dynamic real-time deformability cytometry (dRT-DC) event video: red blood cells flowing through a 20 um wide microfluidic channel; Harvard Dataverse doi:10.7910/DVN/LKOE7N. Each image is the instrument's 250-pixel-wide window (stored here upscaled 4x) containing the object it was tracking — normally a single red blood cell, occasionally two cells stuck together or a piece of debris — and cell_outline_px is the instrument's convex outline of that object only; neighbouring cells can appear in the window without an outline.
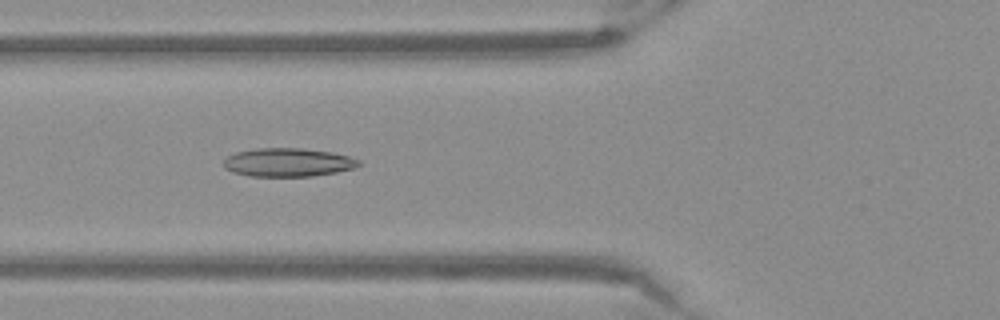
{"species": "Egyptian fruit bat (a non-hibernating species)", "species_latin": "Rousettus aegyptiacus", "temperature_condition": "warm", "stored_images_in_passage": 54, "camera_frame_rate_fps": 3000, "um_per_image_px": 0.085, "frame": {"image": 1, "passage_image": 21, "time_ms": 6.667, "image_size_px": [1000, 320], "cell_outline_px": [[360, 164], [352, 168], [336, 172], [312, 176], [248, 176], [232, 172], [224, 168], [224, 160], [228, 156], [236, 152], [256, 148], [300, 148], [332, 152], [348, 156], [360, 160]], "centroid_in_image_um": [24.45, 13.8], "position_along_channel_um": 101.4, "area_um2": 22.37}}
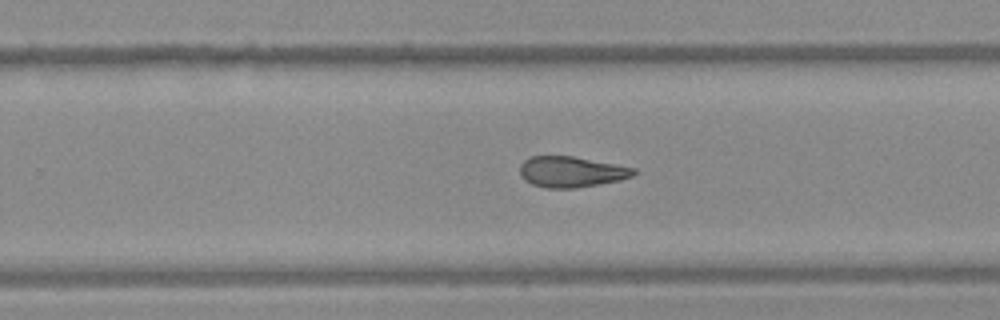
{"frame": {"image": 2, "passage_image": 35, "time_ms": 11.333, "image_size_px": [1000, 320], "cell_outline_px": [[636, 172], [632, 176], [620, 180], [600, 184], [576, 188], [544, 188], [532, 184], [524, 180], [520, 176], [520, 164], [524, 160], [532, 156], [572, 156], [636, 168]], "centroid_in_image_um": [48.53, 14.61], "position_along_channel_um": 281.3, "area_um2": 20.46}}
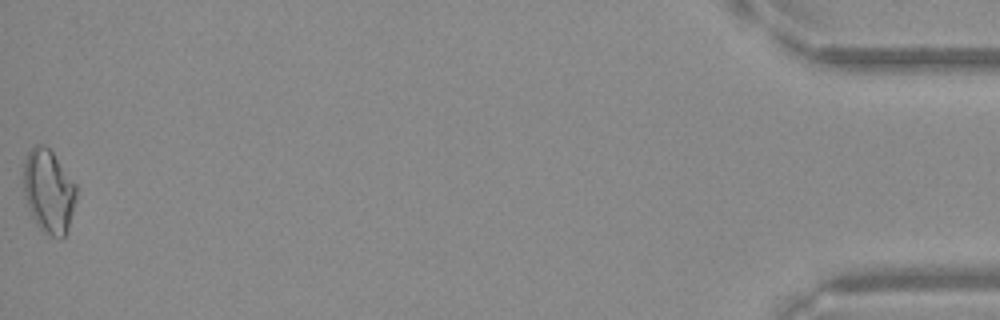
{"frame": {"image": 3, "passage_image": 54, "time_ms": 17.667, "image_size_px": [1000, 320], "cell_outline_px": [[76, 200], [68, 228], [64, 236], [52, 236], [44, 232], [36, 224], [32, 216], [24, 196], [24, 160], [28, 152], [36, 144], [44, 144], [52, 152], [76, 184]], "centroid_in_image_um": [4.13, 16.24], "position_along_channel_um": 431.1, "area_um2": 25.43}}